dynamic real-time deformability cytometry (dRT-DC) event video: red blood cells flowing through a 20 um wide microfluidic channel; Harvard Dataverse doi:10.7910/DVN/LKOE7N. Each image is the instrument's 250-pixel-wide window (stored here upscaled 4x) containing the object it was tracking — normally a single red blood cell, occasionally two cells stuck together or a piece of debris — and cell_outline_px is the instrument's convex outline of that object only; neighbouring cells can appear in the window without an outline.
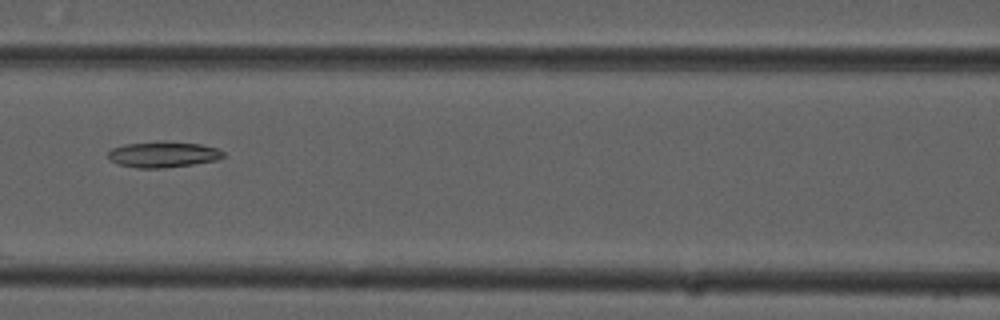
{"species": "common noctule bat (a hibernating species)", "species_latin": "Nyctalus noctula", "temperature_condition": "cold", "stored_images_in_passage": 7, "camera_frame_rate_fps": 3000, "um_per_image_px": 0.085, "animal": {"sex": "male", "forearm_length_mm": 52.5}, "frame": {"image": 1, "passage_image": 7, "time_ms": 2.0, "image_size_px": [1000, 320], "cell_outline_px": [[224, 156], [216, 160], [192, 164], [164, 168], [136, 168], [120, 164], [112, 160], [108, 156], [108, 152], [112, 148], [124, 144], [200, 144], [216, 148], [224, 152]], "centroid_in_image_um": [13.87, 13.18], "position_along_channel_um": 152.7, "area_um2": 16.3}}